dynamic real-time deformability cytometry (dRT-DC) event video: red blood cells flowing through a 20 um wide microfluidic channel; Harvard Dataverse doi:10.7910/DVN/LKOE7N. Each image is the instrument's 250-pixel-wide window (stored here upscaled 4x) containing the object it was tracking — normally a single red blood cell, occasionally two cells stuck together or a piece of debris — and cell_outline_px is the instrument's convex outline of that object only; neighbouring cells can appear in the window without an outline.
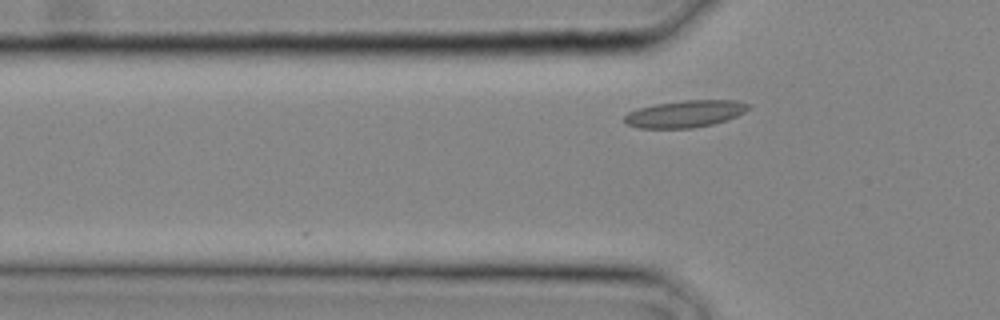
{"species": "common noctule bat (a hibernating species)", "species_latin": "Nyctalus noctula", "temperature_condition": "cold", "stored_images_in_passage": 2, "camera_frame_rate_fps": 3000, "um_per_image_px": 0.085, "animal": {"sex": "male", "body_mass_g": 20.4}, "frame": {"image": 1, "passage_image": 2, "time_ms": 0.333, "image_size_px": [1000, 320], "cell_outline_px": [[752, 104], [744, 112], [736, 116], [712, 124], [692, 128], [640, 128], [624, 124], [624, 116], [628, 112], [636, 108], [656, 104], [684, 100], [736, 100]], "centroid_in_image_um": [58.2, 9.67], "position_along_channel_um": 67.6, "area_um2": 19.54}}